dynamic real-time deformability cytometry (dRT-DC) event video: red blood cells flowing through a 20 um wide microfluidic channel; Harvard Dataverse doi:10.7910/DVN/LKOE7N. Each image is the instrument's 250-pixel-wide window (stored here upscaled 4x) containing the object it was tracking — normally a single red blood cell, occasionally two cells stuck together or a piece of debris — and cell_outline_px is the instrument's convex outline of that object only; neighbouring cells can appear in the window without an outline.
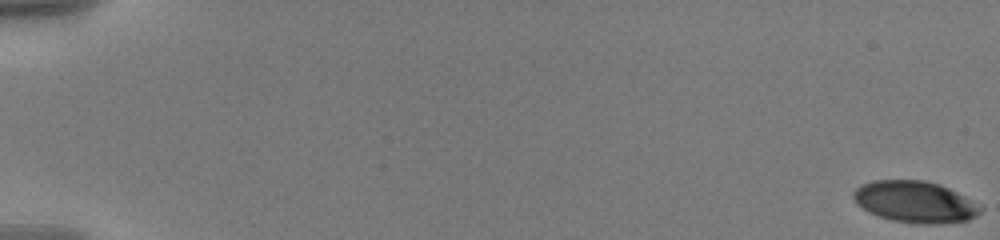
{"species": "human", "species_latin": "Homo sapiens", "temperature_condition": "warm", "stored_images_in_passage": 59, "camera_frame_rate_fps": 3000, "um_per_image_px": 0.085, "donor": {"sex": "male"}, "frame": {"image": 1, "passage_image": 1, "time_ms": 0.0, "image_size_px": [1000, 240], "cell_outline_px": [[984, 208], [976, 216], [968, 220], [936, 224], [916, 224], [892, 220], [868, 212], [856, 204], [852, 196], [852, 192], [860, 184], [872, 180], [924, 180], [940, 184], [964, 196]], "centroid_in_image_um": [77.74, 17.15], "position_along_channel_um": 7.3, "area_um2": 30.87}}
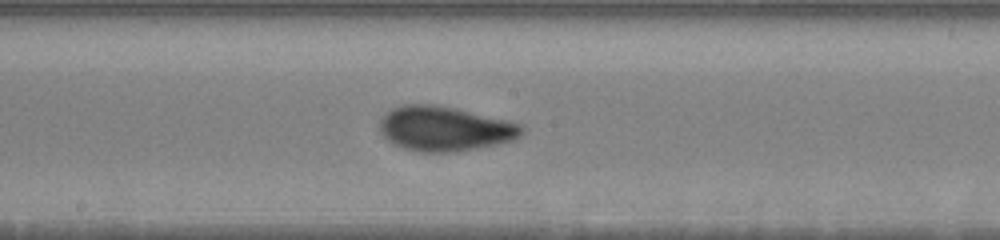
{"frame": {"image": 2, "passage_image": 34, "time_ms": 11.0, "image_size_px": [1000, 240], "cell_outline_px": [[524, 132], [520, 136], [512, 140], [496, 144], [460, 152], [424, 152], [404, 148], [392, 144], [380, 132], [380, 120], [392, 108], [404, 104], [436, 104], [456, 108], [524, 124]], "centroid_in_image_um": [37.82, 10.94], "position_along_channel_um": 210.4, "area_um2": 37.17}}
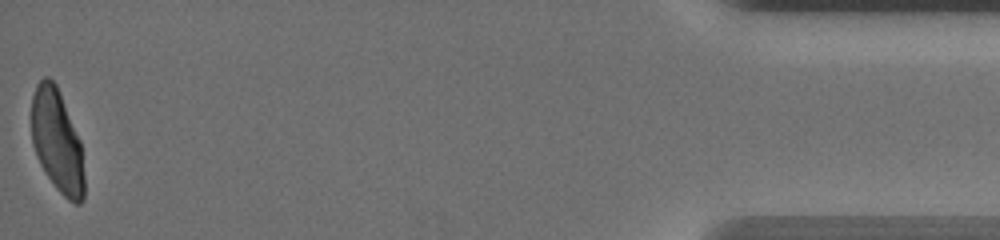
{"frame": {"image": 3, "passage_image": 59, "time_ms": 19.333, "image_size_px": [1000, 240], "cell_outline_px": [[84, 200], [80, 204], [76, 204], [68, 200], [56, 188], [40, 164], [36, 156], [32, 144], [32, 96], [36, 84], [44, 76], [48, 76], [56, 84], [80, 140], [84, 176]], "centroid_in_image_um": [4.85, 12.0], "position_along_channel_um": 430.4, "area_um2": 31.5}, "authors_computed_cell_mechanics": {"area_um2": 33.4084, "velocity_mm_per_s": 3.5831, "shape_relaxation_time_tau1_ms": 5.3623, "shape_relaxation_time_tau2_ms": null, "deformation_change_tau1": 0.1889, "deformation_change_tau2": null}}